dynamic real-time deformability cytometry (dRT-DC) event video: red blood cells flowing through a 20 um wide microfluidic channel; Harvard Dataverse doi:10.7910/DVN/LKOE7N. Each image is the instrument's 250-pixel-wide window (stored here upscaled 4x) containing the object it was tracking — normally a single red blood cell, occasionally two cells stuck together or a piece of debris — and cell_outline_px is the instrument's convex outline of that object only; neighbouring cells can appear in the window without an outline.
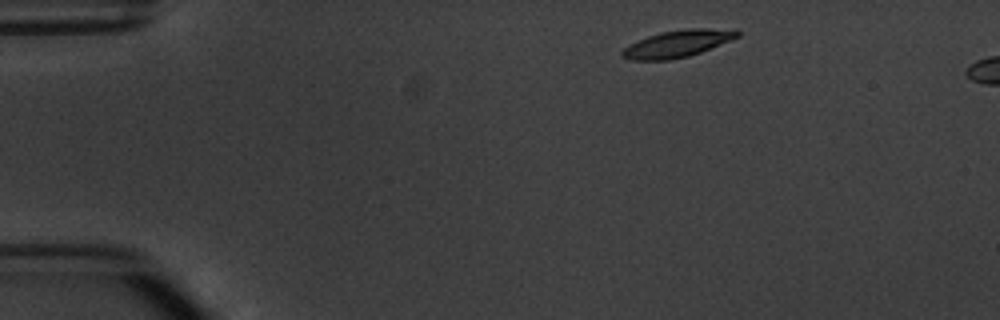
{"species": "common noctule bat (a hibernating species)", "species_latin": "Nyctalus noctula", "temperature_condition": "warm", "stored_images_in_passage": 3, "segment_of_instrument_passage": [1, 2], "camera_frame_rate_fps": 3000, "um_per_image_px": 0.085, "animal": {"sex": "male", "body_mass_g": 20.1, "forearm_length_mm": 53.5}, "frame": {"image": 1, "passage_image": 1, "time_ms": 0.0, "image_size_px": [1000, 320], "cell_outline_px": [[740, 36], [700, 52], [688, 56], [668, 60], [628, 60], [620, 56], [620, 52], [628, 44], [648, 36], [660, 32], [688, 28], [736, 28], [740, 32]], "centroid_in_image_um": [57.58, 3.7], "position_along_channel_um": 27.4, "area_um2": 18.32}}